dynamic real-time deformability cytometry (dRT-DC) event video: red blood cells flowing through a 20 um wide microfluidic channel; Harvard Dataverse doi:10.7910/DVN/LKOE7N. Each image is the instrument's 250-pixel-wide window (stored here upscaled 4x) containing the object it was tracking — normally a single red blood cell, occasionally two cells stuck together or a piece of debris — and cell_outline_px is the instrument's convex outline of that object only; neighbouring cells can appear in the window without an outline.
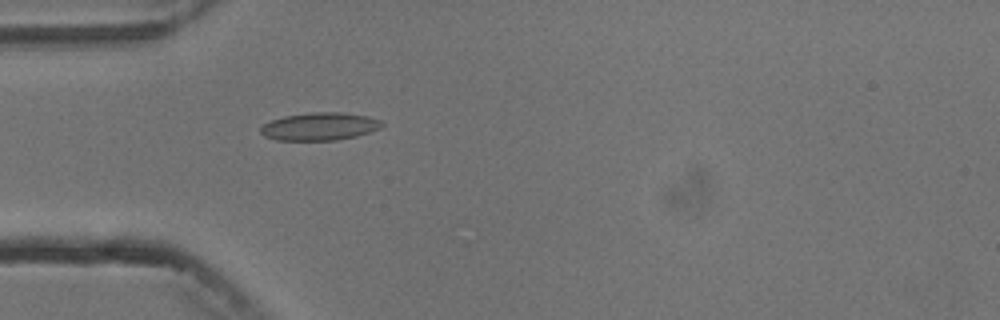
{"species": "common noctule bat (a hibernating species)", "species_latin": "Nyctalus noctula", "temperature_condition": "cold", "stored_images_in_passage": 1, "camera_frame_rate_fps": 3000, "um_per_image_px": 0.085, "animal": {"sex": "male", "body_mass_g": 13.3}, "frame": {"image": 1, "passage_image": 1, "time_ms": 0.0, "image_size_px": [1000, 320], "cell_outline_px": [[384, 124], [380, 128], [356, 136], [336, 140], [276, 140], [264, 136], [260, 132], [260, 128], [264, 124], [272, 120], [284, 116], [312, 112], [340, 112], [368, 116], [380, 120]], "centroid_in_image_um": [27.16, 10.75], "position_along_channel_um": 57.8, "area_um2": 19.54}}